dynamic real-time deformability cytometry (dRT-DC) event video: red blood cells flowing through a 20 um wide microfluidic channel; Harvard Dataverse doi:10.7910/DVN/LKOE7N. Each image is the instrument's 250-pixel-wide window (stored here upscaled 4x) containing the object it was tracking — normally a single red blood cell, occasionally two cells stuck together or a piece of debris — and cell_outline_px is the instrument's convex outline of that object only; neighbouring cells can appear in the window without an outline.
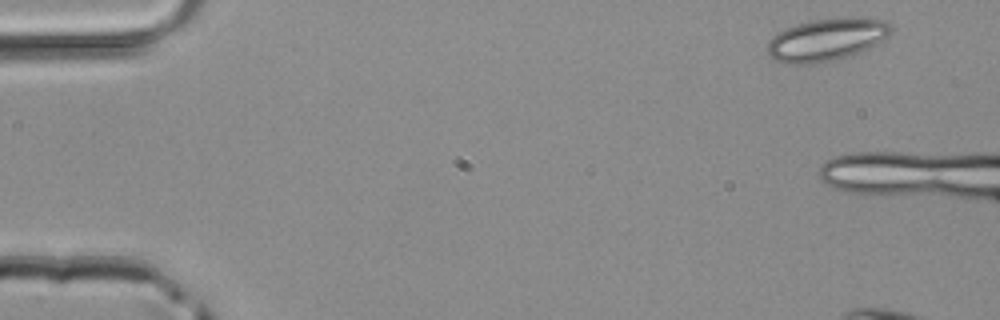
{"species": "common noctule bat (a hibernating species)", "species_latin": "Nyctalus noctula", "temperature_condition": "room temperature", "stored_images_in_passage": 6, "camera_frame_rate_fps": 3000, "um_per_image_px": 0.085, "animal": {"sex": "male", "body_mass_g": 20.4}, "frame": {"image": 1, "passage_image": 1, "time_ms": 0.0, "image_size_px": [1000, 320], "cell_outline_px": [[892, 32], [888, 36], [876, 44], [868, 48], [848, 56], [824, 64], [784, 64], [772, 60], [768, 56], [764, 48], [768, 40], [776, 32], [784, 28], [796, 24], [812, 20], [840, 16], [884, 20], [892, 28]], "centroid_in_image_um": [70.16, 3.38], "position_along_channel_um": 14.8, "area_um2": 31.44}}